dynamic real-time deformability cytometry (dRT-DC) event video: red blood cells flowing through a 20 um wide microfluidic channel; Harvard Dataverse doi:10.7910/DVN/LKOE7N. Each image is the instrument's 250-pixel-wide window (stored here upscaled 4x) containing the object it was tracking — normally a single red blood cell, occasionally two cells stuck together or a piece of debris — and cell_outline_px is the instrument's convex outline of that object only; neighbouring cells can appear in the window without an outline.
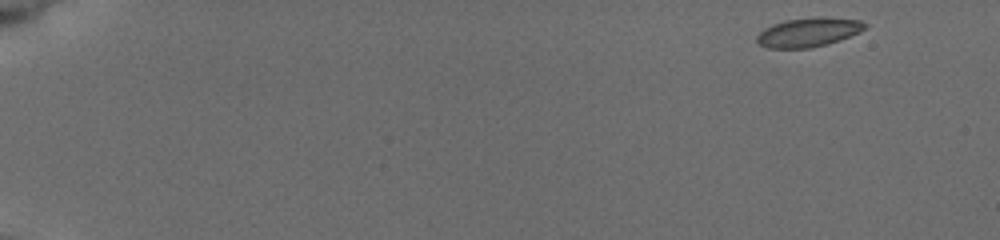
{"species": "common noctule bat (a hibernating species)", "species_latin": "Nyctalus noctula", "temperature_condition": "cold", "stored_images_in_passage": 10, "camera_frame_rate_fps": 3000, "um_per_image_px": 0.085, "animal": {"sex": "female", "body_mass_g": 19.5, "forearm_length_mm": 54.1}, "frame": {"image": 1, "passage_image": 1, "time_ms": 0.0, "image_size_px": [1000, 240], "cell_outline_px": [[868, 28], [860, 32], [840, 40], [828, 44], [812, 48], [768, 48], [760, 44], [756, 40], [756, 36], [764, 28], [772, 24], [784, 20], [816, 16], [820, 16], [860, 20], [868, 24]], "centroid_in_image_um": [68.75, 2.73], "position_along_channel_um": 16.3, "area_um2": 18.67}}
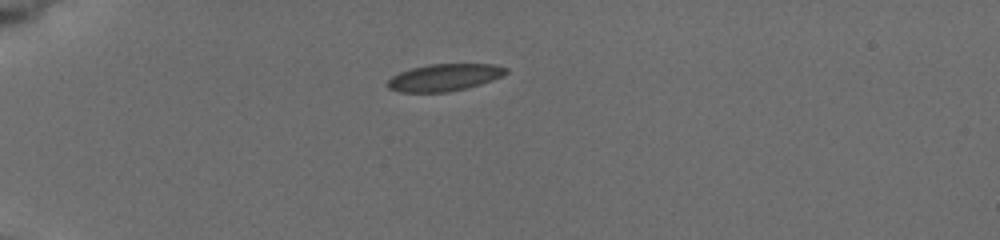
{"frame": {"image": 2, "passage_image": 5, "time_ms": 4.0, "image_size_px": [1000, 240], "cell_outline_px": [[508, 72], [492, 80], [468, 88], [448, 92], [400, 92], [388, 88], [388, 80], [392, 76], [400, 72], [412, 68], [428, 64], [492, 64], [508, 68]], "centroid_in_image_um": [37.77, 6.58], "position_along_channel_um": 47.2, "area_um2": 18.61}}
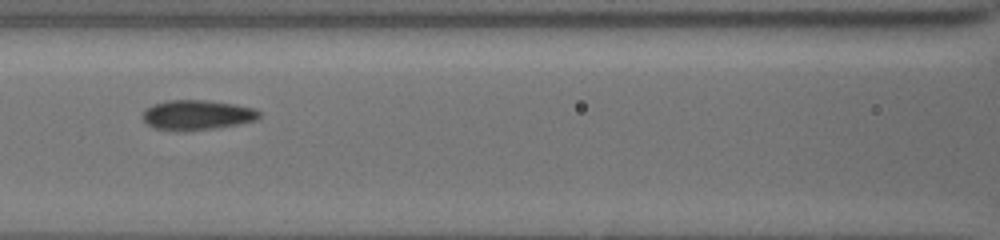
{"frame": {"image": 3, "passage_image": 9, "time_ms": 7.667, "image_size_px": [1000, 240], "cell_outline_px": [[260, 116], [256, 120], [236, 124], [212, 128], [156, 128], [148, 124], [140, 116], [144, 108], [152, 104], [164, 100], [208, 100], [236, 104], [256, 108], [260, 112]], "centroid_in_image_um": [16.75, 9.7], "position_along_channel_um": 149.8, "area_um2": 19.77}}